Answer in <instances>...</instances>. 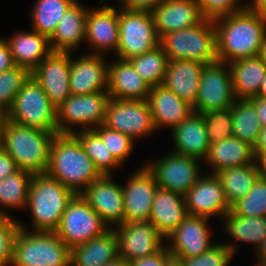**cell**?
<instances>
[{
    "mask_svg": "<svg viewBox=\"0 0 266 266\" xmlns=\"http://www.w3.org/2000/svg\"><path fill=\"white\" fill-rule=\"evenodd\" d=\"M218 62L258 56L266 35V16L247 8L213 19Z\"/></svg>",
    "mask_w": 266,
    "mask_h": 266,
    "instance_id": "cell-1",
    "label": "cell"
},
{
    "mask_svg": "<svg viewBox=\"0 0 266 266\" xmlns=\"http://www.w3.org/2000/svg\"><path fill=\"white\" fill-rule=\"evenodd\" d=\"M46 173L75 194H80L81 188L85 190L101 176L74 134L54 136Z\"/></svg>",
    "mask_w": 266,
    "mask_h": 266,
    "instance_id": "cell-2",
    "label": "cell"
},
{
    "mask_svg": "<svg viewBox=\"0 0 266 266\" xmlns=\"http://www.w3.org/2000/svg\"><path fill=\"white\" fill-rule=\"evenodd\" d=\"M54 136L53 133L7 120L1 146L14 159L19 170L46 173Z\"/></svg>",
    "mask_w": 266,
    "mask_h": 266,
    "instance_id": "cell-3",
    "label": "cell"
},
{
    "mask_svg": "<svg viewBox=\"0 0 266 266\" xmlns=\"http://www.w3.org/2000/svg\"><path fill=\"white\" fill-rule=\"evenodd\" d=\"M76 194L47 173L34 174L29 187L27 207L36 231L55 232L68 203Z\"/></svg>",
    "mask_w": 266,
    "mask_h": 266,
    "instance_id": "cell-4",
    "label": "cell"
},
{
    "mask_svg": "<svg viewBox=\"0 0 266 266\" xmlns=\"http://www.w3.org/2000/svg\"><path fill=\"white\" fill-rule=\"evenodd\" d=\"M159 46L168 60H192L206 65L218 62L216 30L210 18L197 26L164 34Z\"/></svg>",
    "mask_w": 266,
    "mask_h": 266,
    "instance_id": "cell-5",
    "label": "cell"
},
{
    "mask_svg": "<svg viewBox=\"0 0 266 266\" xmlns=\"http://www.w3.org/2000/svg\"><path fill=\"white\" fill-rule=\"evenodd\" d=\"M14 266H70V249L55 232H26L20 223L13 244Z\"/></svg>",
    "mask_w": 266,
    "mask_h": 266,
    "instance_id": "cell-6",
    "label": "cell"
},
{
    "mask_svg": "<svg viewBox=\"0 0 266 266\" xmlns=\"http://www.w3.org/2000/svg\"><path fill=\"white\" fill-rule=\"evenodd\" d=\"M7 116L8 120L20 125L59 134L57 108L33 76L29 77L15 96Z\"/></svg>",
    "mask_w": 266,
    "mask_h": 266,
    "instance_id": "cell-7",
    "label": "cell"
},
{
    "mask_svg": "<svg viewBox=\"0 0 266 266\" xmlns=\"http://www.w3.org/2000/svg\"><path fill=\"white\" fill-rule=\"evenodd\" d=\"M121 11L116 52L118 59L129 60L159 46L160 38L151 12L131 11L124 7Z\"/></svg>",
    "mask_w": 266,
    "mask_h": 266,
    "instance_id": "cell-8",
    "label": "cell"
},
{
    "mask_svg": "<svg viewBox=\"0 0 266 266\" xmlns=\"http://www.w3.org/2000/svg\"><path fill=\"white\" fill-rule=\"evenodd\" d=\"M108 229L85 199L76 194L68 203L55 233L71 249L102 235Z\"/></svg>",
    "mask_w": 266,
    "mask_h": 266,
    "instance_id": "cell-9",
    "label": "cell"
},
{
    "mask_svg": "<svg viewBox=\"0 0 266 266\" xmlns=\"http://www.w3.org/2000/svg\"><path fill=\"white\" fill-rule=\"evenodd\" d=\"M110 100L107 91L92 93L89 95H70L57 108V130L59 134H73L67 124H79L85 126V130H93L104 124L106 108ZM64 123V124H63Z\"/></svg>",
    "mask_w": 266,
    "mask_h": 266,
    "instance_id": "cell-10",
    "label": "cell"
},
{
    "mask_svg": "<svg viewBox=\"0 0 266 266\" xmlns=\"http://www.w3.org/2000/svg\"><path fill=\"white\" fill-rule=\"evenodd\" d=\"M104 125L134 137L152 133L155 129L147 100H121L110 98Z\"/></svg>",
    "mask_w": 266,
    "mask_h": 266,
    "instance_id": "cell-11",
    "label": "cell"
},
{
    "mask_svg": "<svg viewBox=\"0 0 266 266\" xmlns=\"http://www.w3.org/2000/svg\"><path fill=\"white\" fill-rule=\"evenodd\" d=\"M223 62L206 65L202 71L196 103L193 112L231 107L237 99L233 90L231 71H225ZM225 67V68H224Z\"/></svg>",
    "mask_w": 266,
    "mask_h": 266,
    "instance_id": "cell-12",
    "label": "cell"
},
{
    "mask_svg": "<svg viewBox=\"0 0 266 266\" xmlns=\"http://www.w3.org/2000/svg\"><path fill=\"white\" fill-rule=\"evenodd\" d=\"M198 158L171 153L146 168L153 174L159 188L186 194L200 178Z\"/></svg>",
    "mask_w": 266,
    "mask_h": 266,
    "instance_id": "cell-13",
    "label": "cell"
},
{
    "mask_svg": "<svg viewBox=\"0 0 266 266\" xmlns=\"http://www.w3.org/2000/svg\"><path fill=\"white\" fill-rule=\"evenodd\" d=\"M115 234L118 240V254L126 261L159 252L164 237L150 221L126 222L120 225Z\"/></svg>",
    "mask_w": 266,
    "mask_h": 266,
    "instance_id": "cell-14",
    "label": "cell"
},
{
    "mask_svg": "<svg viewBox=\"0 0 266 266\" xmlns=\"http://www.w3.org/2000/svg\"><path fill=\"white\" fill-rule=\"evenodd\" d=\"M70 58L69 52L52 51L31 72L56 108L71 95Z\"/></svg>",
    "mask_w": 266,
    "mask_h": 266,
    "instance_id": "cell-15",
    "label": "cell"
},
{
    "mask_svg": "<svg viewBox=\"0 0 266 266\" xmlns=\"http://www.w3.org/2000/svg\"><path fill=\"white\" fill-rule=\"evenodd\" d=\"M110 177L101 175L80 193L107 226L124 223L123 186L113 183Z\"/></svg>",
    "mask_w": 266,
    "mask_h": 266,
    "instance_id": "cell-16",
    "label": "cell"
},
{
    "mask_svg": "<svg viewBox=\"0 0 266 266\" xmlns=\"http://www.w3.org/2000/svg\"><path fill=\"white\" fill-rule=\"evenodd\" d=\"M200 177L195 185L184 194L189 215L211 218L214 215L225 216L231 207L222 189L216 173Z\"/></svg>",
    "mask_w": 266,
    "mask_h": 266,
    "instance_id": "cell-17",
    "label": "cell"
},
{
    "mask_svg": "<svg viewBox=\"0 0 266 266\" xmlns=\"http://www.w3.org/2000/svg\"><path fill=\"white\" fill-rule=\"evenodd\" d=\"M157 188L156 180L146 166L131 176L123 187L124 223L150 220Z\"/></svg>",
    "mask_w": 266,
    "mask_h": 266,
    "instance_id": "cell-18",
    "label": "cell"
},
{
    "mask_svg": "<svg viewBox=\"0 0 266 266\" xmlns=\"http://www.w3.org/2000/svg\"><path fill=\"white\" fill-rule=\"evenodd\" d=\"M209 218L189 215L178 225V227L166 238H172L173 243L167 247L171 254L181 258L198 256L214 244L210 242L207 227Z\"/></svg>",
    "mask_w": 266,
    "mask_h": 266,
    "instance_id": "cell-19",
    "label": "cell"
},
{
    "mask_svg": "<svg viewBox=\"0 0 266 266\" xmlns=\"http://www.w3.org/2000/svg\"><path fill=\"white\" fill-rule=\"evenodd\" d=\"M151 13L159 38L197 26L205 19L196 0H163Z\"/></svg>",
    "mask_w": 266,
    "mask_h": 266,
    "instance_id": "cell-20",
    "label": "cell"
},
{
    "mask_svg": "<svg viewBox=\"0 0 266 266\" xmlns=\"http://www.w3.org/2000/svg\"><path fill=\"white\" fill-rule=\"evenodd\" d=\"M108 66L102 55H84L72 61L70 59V93L72 95H89L107 91ZM103 87V88H102Z\"/></svg>",
    "mask_w": 266,
    "mask_h": 266,
    "instance_id": "cell-21",
    "label": "cell"
},
{
    "mask_svg": "<svg viewBox=\"0 0 266 266\" xmlns=\"http://www.w3.org/2000/svg\"><path fill=\"white\" fill-rule=\"evenodd\" d=\"M85 39L95 47L92 54L101 55L103 49H114L117 52L119 41V13L112 6L87 11ZM97 51V52H96Z\"/></svg>",
    "mask_w": 266,
    "mask_h": 266,
    "instance_id": "cell-22",
    "label": "cell"
},
{
    "mask_svg": "<svg viewBox=\"0 0 266 266\" xmlns=\"http://www.w3.org/2000/svg\"><path fill=\"white\" fill-rule=\"evenodd\" d=\"M151 87L128 60L108 65L107 92L112 99L148 100Z\"/></svg>",
    "mask_w": 266,
    "mask_h": 266,
    "instance_id": "cell-23",
    "label": "cell"
},
{
    "mask_svg": "<svg viewBox=\"0 0 266 266\" xmlns=\"http://www.w3.org/2000/svg\"><path fill=\"white\" fill-rule=\"evenodd\" d=\"M205 66L192 60H168L162 85L193 107Z\"/></svg>",
    "mask_w": 266,
    "mask_h": 266,
    "instance_id": "cell-24",
    "label": "cell"
},
{
    "mask_svg": "<svg viewBox=\"0 0 266 266\" xmlns=\"http://www.w3.org/2000/svg\"><path fill=\"white\" fill-rule=\"evenodd\" d=\"M155 129L166 125L172 129L193 112V108L163 85L151 87L148 95Z\"/></svg>",
    "mask_w": 266,
    "mask_h": 266,
    "instance_id": "cell-25",
    "label": "cell"
},
{
    "mask_svg": "<svg viewBox=\"0 0 266 266\" xmlns=\"http://www.w3.org/2000/svg\"><path fill=\"white\" fill-rule=\"evenodd\" d=\"M187 216L184 195L157 188L149 221L164 237L171 234Z\"/></svg>",
    "mask_w": 266,
    "mask_h": 266,
    "instance_id": "cell-26",
    "label": "cell"
},
{
    "mask_svg": "<svg viewBox=\"0 0 266 266\" xmlns=\"http://www.w3.org/2000/svg\"><path fill=\"white\" fill-rule=\"evenodd\" d=\"M178 155L206 158L210 147L206 126L201 113L192 112L185 120L172 129Z\"/></svg>",
    "mask_w": 266,
    "mask_h": 266,
    "instance_id": "cell-27",
    "label": "cell"
},
{
    "mask_svg": "<svg viewBox=\"0 0 266 266\" xmlns=\"http://www.w3.org/2000/svg\"><path fill=\"white\" fill-rule=\"evenodd\" d=\"M118 256L117 236L115 231L109 228L87 243L71 248L70 266H103Z\"/></svg>",
    "mask_w": 266,
    "mask_h": 266,
    "instance_id": "cell-28",
    "label": "cell"
},
{
    "mask_svg": "<svg viewBox=\"0 0 266 266\" xmlns=\"http://www.w3.org/2000/svg\"><path fill=\"white\" fill-rule=\"evenodd\" d=\"M205 159L213 167V173L223 169L247 166L257 161L253 147L233 136L210 143Z\"/></svg>",
    "mask_w": 266,
    "mask_h": 266,
    "instance_id": "cell-29",
    "label": "cell"
},
{
    "mask_svg": "<svg viewBox=\"0 0 266 266\" xmlns=\"http://www.w3.org/2000/svg\"><path fill=\"white\" fill-rule=\"evenodd\" d=\"M87 10L77 1L72 4L60 19L55 31L49 37L54 52H69L85 39Z\"/></svg>",
    "mask_w": 266,
    "mask_h": 266,
    "instance_id": "cell-30",
    "label": "cell"
},
{
    "mask_svg": "<svg viewBox=\"0 0 266 266\" xmlns=\"http://www.w3.org/2000/svg\"><path fill=\"white\" fill-rule=\"evenodd\" d=\"M14 63L32 72L51 52L49 37L33 30L19 33L7 41Z\"/></svg>",
    "mask_w": 266,
    "mask_h": 266,
    "instance_id": "cell-31",
    "label": "cell"
},
{
    "mask_svg": "<svg viewBox=\"0 0 266 266\" xmlns=\"http://www.w3.org/2000/svg\"><path fill=\"white\" fill-rule=\"evenodd\" d=\"M233 90L236 98L249 99L257 95L266 75V65L258 57L241 58L231 62Z\"/></svg>",
    "mask_w": 266,
    "mask_h": 266,
    "instance_id": "cell-32",
    "label": "cell"
},
{
    "mask_svg": "<svg viewBox=\"0 0 266 266\" xmlns=\"http://www.w3.org/2000/svg\"><path fill=\"white\" fill-rule=\"evenodd\" d=\"M216 175L221 182L225 197L231 207L251 191L256 180L261 175V166L257 160L255 163L247 166L223 169L216 172Z\"/></svg>",
    "mask_w": 266,
    "mask_h": 266,
    "instance_id": "cell-33",
    "label": "cell"
},
{
    "mask_svg": "<svg viewBox=\"0 0 266 266\" xmlns=\"http://www.w3.org/2000/svg\"><path fill=\"white\" fill-rule=\"evenodd\" d=\"M236 99L231 106L233 121V137L255 145L261 131L256 110L248 99Z\"/></svg>",
    "mask_w": 266,
    "mask_h": 266,
    "instance_id": "cell-34",
    "label": "cell"
},
{
    "mask_svg": "<svg viewBox=\"0 0 266 266\" xmlns=\"http://www.w3.org/2000/svg\"><path fill=\"white\" fill-rule=\"evenodd\" d=\"M76 0H38L32 11L33 30L50 37Z\"/></svg>",
    "mask_w": 266,
    "mask_h": 266,
    "instance_id": "cell-35",
    "label": "cell"
},
{
    "mask_svg": "<svg viewBox=\"0 0 266 266\" xmlns=\"http://www.w3.org/2000/svg\"><path fill=\"white\" fill-rule=\"evenodd\" d=\"M224 218L228 234L239 241L255 243L258 247L266 237V217H243L229 211Z\"/></svg>",
    "mask_w": 266,
    "mask_h": 266,
    "instance_id": "cell-36",
    "label": "cell"
},
{
    "mask_svg": "<svg viewBox=\"0 0 266 266\" xmlns=\"http://www.w3.org/2000/svg\"><path fill=\"white\" fill-rule=\"evenodd\" d=\"M128 61L150 87L163 84L168 59L160 46Z\"/></svg>",
    "mask_w": 266,
    "mask_h": 266,
    "instance_id": "cell-37",
    "label": "cell"
},
{
    "mask_svg": "<svg viewBox=\"0 0 266 266\" xmlns=\"http://www.w3.org/2000/svg\"><path fill=\"white\" fill-rule=\"evenodd\" d=\"M33 176L29 171L18 170L0 180V204L15 209L26 207Z\"/></svg>",
    "mask_w": 266,
    "mask_h": 266,
    "instance_id": "cell-38",
    "label": "cell"
},
{
    "mask_svg": "<svg viewBox=\"0 0 266 266\" xmlns=\"http://www.w3.org/2000/svg\"><path fill=\"white\" fill-rule=\"evenodd\" d=\"M79 132L73 134L93 161L96 169L101 175H110L109 170L120 164L111 155L100 136L94 130H81Z\"/></svg>",
    "mask_w": 266,
    "mask_h": 266,
    "instance_id": "cell-39",
    "label": "cell"
},
{
    "mask_svg": "<svg viewBox=\"0 0 266 266\" xmlns=\"http://www.w3.org/2000/svg\"><path fill=\"white\" fill-rule=\"evenodd\" d=\"M230 211L243 217H266V180L262 175L251 191L231 206Z\"/></svg>",
    "mask_w": 266,
    "mask_h": 266,
    "instance_id": "cell-40",
    "label": "cell"
},
{
    "mask_svg": "<svg viewBox=\"0 0 266 266\" xmlns=\"http://www.w3.org/2000/svg\"><path fill=\"white\" fill-rule=\"evenodd\" d=\"M30 76L28 69L17 65L0 73V110L9 112L15 96Z\"/></svg>",
    "mask_w": 266,
    "mask_h": 266,
    "instance_id": "cell-41",
    "label": "cell"
},
{
    "mask_svg": "<svg viewBox=\"0 0 266 266\" xmlns=\"http://www.w3.org/2000/svg\"><path fill=\"white\" fill-rule=\"evenodd\" d=\"M206 126L210 143L233 136L231 107L210 110L201 114Z\"/></svg>",
    "mask_w": 266,
    "mask_h": 266,
    "instance_id": "cell-42",
    "label": "cell"
},
{
    "mask_svg": "<svg viewBox=\"0 0 266 266\" xmlns=\"http://www.w3.org/2000/svg\"><path fill=\"white\" fill-rule=\"evenodd\" d=\"M93 130L100 136L106 148L110 151L114 159L121 164L127 158L133 148V141L129 136L113 130L104 124Z\"/></svg>",
    "mask_w": 266,
    "mask_h": 266,
    "instance_id": "cell-43",
    "label": "cell"
},
{
    "mask_svg": "<svg viewBox=\"0 0 266 266\" xmlns=\"http://www.w3.org/2000/svg\"><path fill=\"white\" fill-rule=\"evenodd\" d=\"M235 247L232 244H215L204 253L191 257L183 258L184 266H227Z\"/></svg>",
    "mask_w": 266,
    "mask_h": 266,
    "instance_id": "cell-44",
    "label": "cell"
},
{
    "mask_svg": "<svg viewBox=\"0 0 266 266\" xmlns=\"http://www.w3.org/2000/svg\"><path fill=\"white\" fill-rule=\"evenodd\" d=\"M19 228L20 223L18 221L0 211V266L11 264L14 238Z\"/></svg>",
    "mask_w": 266,
    "mask_h": 266,
    "instance_id": "cell-45",
    "label": "cell"
},
{
    "mask_svg": "<svg viewBox=\"0 0 266 266\" xmlns=\"http://www.w3.org/2000/svg\"><path fill=\"white\" fill-rule=\"evenodd\" d=\"M200 11L205 18L215 19L217 17L228 15L246 8L237 6L238 0H196Z\"/></svg>",
    "mask_w": 266,
    "mask_h": 266,
    "instance_id": "cell-46",
    "label": "cell"
},
{
    "mask_svg": "<svg viewBox=\"0 0 266 266\" xmlns=\"http://www.w3.org/2000/svg\"><path fill=\"white\" fill-rule=\"evenodd\" d=\"M165 261V248L163 247L159 252L144 256L141 258H136L134 260H129V266H164Z\"/></svg>",
    "mask_w": 266,
    "mask_h": 266,
    "instance_id": "cell-47",
    "label": "cell"
},
{
    "mask_svg": "<svg viewBox=\"0 0 266 266\" xmlns=\"http://www.w3.org/2000/svg\"><path fill=\"white\" fill-rule=\"evenodd\" d=\"M18 170L14 159L0 146V180L16 173Z\"/></svg>",
    "mask_w": 266,
    "mask_h": 266,
    "instance_id": "cell-48",
    "label": "cell"
},
{
    "mask_svg": "<svg viewBox=\"0 0 266 266\" xmlns=\"http://www.w3.org/2000/svg\"><path fill=\"white\" fill-rule=\"evenodd\" d=\"M163 0H122L123 7L131 11L152 12Z\"/></svg>",
    "mask_w": 266,
    "mask_h": 266,
    "instance_id": "cell-49",
    "label": "cell"
},
{
    "mask_svg": "<svg viewBox=\"0 0 266 266\" xmlns=\"http://www.w3.org/2000/svg\"><path fill=\"white\" fill-rule=\"evenodd\" d=\"M16 66L7 41L0 39V73Z\"/></svg>",
    "mask_w": 266,
    "mask_h": 266,
    "instance_id": "cell-50",
    "label": "cell"
},
{
    "mask_svg": "<svg viewBox=\"0 0 266 266\" xmlns=\"http://www.w3.org/2000/svg\"><path fill=\"white\" fill-rule=\"evenodd\" d=\"M254 106L261 127H266V99L261 97H251L248 99Z\"/></svg>",
    "mask_w": 266,
    "mask_h": 266,
    "instance_id": "cell-51",
    "label": "cell"
},
{
    "mask_svg": "<svg viewBox=\"0 0 266 266\" xmlns=\"http://www.w3.org/2000/svg\"><path fill=\"white\" fill-rule=\"evenodd\" d=\"M253 152L258 161L266 155V127L261 128L257 141L253 146Z\"/></svg>",
    "mask_w": 266,
    "mask_h": 266,
    "instance_id": "cell-52",
    "label": "cell"
},
{
    "mask_svg": "<svg viewBox=\"0 0 266 266\" xmlns=\"http://www.w3.org/2000/svg\"><path fill=\"white\" fill-rule=\"evenodd\" d=\"M164 266H184L183 258L180 256L171 254L167 248H165V261Z\"/></svg>",
    "mask_w": 266,
    "mask_h": 266,
    "instance_id": "cell-53",
    "label": "cell"
},
{
    "mask_svg": "<svg viewBox=\"0 0 266 266\" xmlns=\"http://www.w3.org/2000/svg\"><path fill=\"white\" fill-rule=\"evenodd\" d=\"M246 8L258 14L266 15V0H254V3L246 5Z\"/></svg>",
    "mask_w": 266,
    "mask_h": 266,
    "instance_id": "cell-54",
    "label": "cell"
},
{
    "mask_svg": "<svg viewBox=\"0 0 266 266\" xmlns=\"http://www.w3.org/2000/svg\"><path fill=\"white\" fill-rule=\"evenodd\" d=\"M257 252L259 256L260 266H266V237L261 241L260 245L257 247Z\"/></svg>",
    "mask_w": 266,
    "mask_h": 266,
    "instance_id": "cell-55",
    "label": "cell"
},
{
    "mask_svg": "<svg viewBox=\"0 0 266 266\" xmlns=\"http://www.w3.org/2000/svg\"><path fill=\"white\" fill-rule=\"evenodd\" d=\"M8 120L7 113L0 110V146L2 145V137L4 134V126Z\"/></svg>",
    "mask_w": 266,
    "mask_h": 266,
    "instance_id": "cell-56",
    "label": "cell"
},
{
    "mask_svg": "<svg viewBox=\"0 0 266 266\" xmlns=\"http://www.w3.org/2000/svg\"><path fill=\"white\" fill-rule=\"evenodd\" d=\"M103 266H129L128 261H126L123 257H117L115 260L107 262Z\"/></svg>",
    "mask_w": 266,
    "mask_h": 266,
    "instance_id": "cell-57",
    "label": "cell"
},
{
    "mask_svg": "<svg viewBox=\"0 0 266 266\" xmlns=\"http://www.w3.org/2000/svg\"><path fill=\"white\" fill-rule=\"evenodd\" d=\"M258 57L266 65V35L263 38V42H262V45L260 47V51H259Z\"/></svg>",
    "mask_w": 266,
    "mask_h": 266,
    "instance_id": "cell-58",
    "label": "cell"
},
{
    "mask_svg": "<svg viewBox=\"0 0 266 266\" xmlns=\"http://www.w3.org/2000/svg\"><path fill=\"white\" fill-rule=\"evenodd\" d=\"M256 96L266 99V75H265L264 79L262 80V83L260 85V90Z\"/></svg>",
    "mask_w": 266,
    "mask_h": 266,
    "instance_id": "cell-59",
    "label": "cell"
},
{
    "mask_svg": "<svg viewBox=\"0 0 266 266\" xmlns=\"http://www.w3.org/2000/svg\"><path fill=\"white\" fill-rule=\"evenodd\" d=\"M261 172H266V155L259 160Z\"/></svg>",
    "mask_w": 266,
    "mask_h": 266,
    "instance_id": "cell-60",
    "label": "cell"
},
{
    "mask_svg": "<svg viewBox=\"0 0 266 266\" xmlns=\"http://www.w3.org/2000/svg\"><path fill=\"white\" fill-rule=\"evenodd\" d=\"M261 175L264 177V179L266 180V172H261Z\"/></svg>",
    "mask_w": 266,
    "mask_h": 266,
    "instance_id": "cell-61",
    "label": "cell"
}]
</instances>
